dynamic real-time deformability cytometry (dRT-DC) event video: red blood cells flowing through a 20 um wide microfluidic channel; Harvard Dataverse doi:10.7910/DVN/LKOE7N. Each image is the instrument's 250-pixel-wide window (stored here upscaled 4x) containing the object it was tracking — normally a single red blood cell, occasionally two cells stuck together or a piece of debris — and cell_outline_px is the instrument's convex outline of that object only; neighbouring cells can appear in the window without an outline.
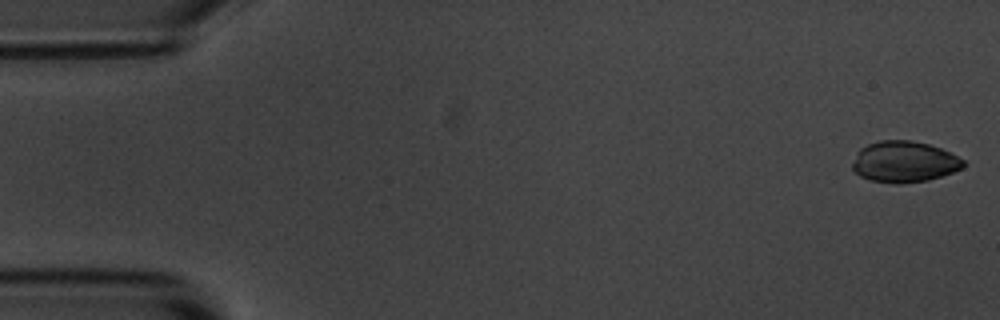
{"species": "common noctule bat (a hibernating species)", "species_latin": "Nyctalus noctula", "temperature_condition": "room temperature", "stored_images_in_passage": 5, "camera_frame_rate_fps": 3000, "um_per_image_px": 0.085, "animal": {"sex": "male", "body_mass_g": 20.1, "forearm_length_mm": 53.5}, "frame": {"image": 1, "passage_image": 1, "time_ms": 0.0, "image_size_px": [1000, 320], "cell_outline_px": [[968, 164], [964, 168], [928, 180], [868, 180], [860, 176], [852, 168], [852, 164], [860, 148], [868, 144], [880, 140], [908, 140], [928, 144], [940, 148], [964, 160]], "centroid_in_image_um": [76.88, 13.7], "position_along_channel_um": 8.1, "area_um2": 25.66}}